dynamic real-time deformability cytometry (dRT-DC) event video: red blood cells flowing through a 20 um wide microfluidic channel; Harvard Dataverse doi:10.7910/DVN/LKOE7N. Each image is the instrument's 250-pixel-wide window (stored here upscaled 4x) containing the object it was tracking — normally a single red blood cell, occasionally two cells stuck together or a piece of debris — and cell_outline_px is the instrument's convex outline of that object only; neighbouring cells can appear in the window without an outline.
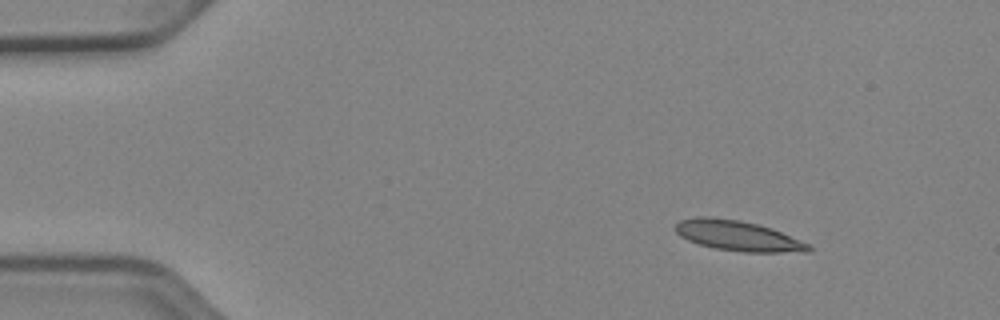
{"species": "Egyptian fruit bat (a non-hibernating species)", "species_latin": "Rousettus aegyptiacus", "temperature_condition": "cold", "stored_images_in_passage": 46, "camera_frame_rate_fps": 3000, "um_per_image_px": 0.085, "animal": {"sex": "female"}, "frame": {"image": 1, "passage_image": 1, "time_ms": 0.0, "image_size_px": [1000, 320], "cell_outline_px": [[812, 248], [808, 252], [744, 252], [716, 248], [700, 244], [688, 240], [680, 236], [672, 228], [680, 220], [696, 216], [708, 216], [740, 220], [772, 228], [812, 244]], "centroid_in_image_um": [62.74, 20.03], "position_along_channel_um": 22.3, "area_um2": 23.64}}
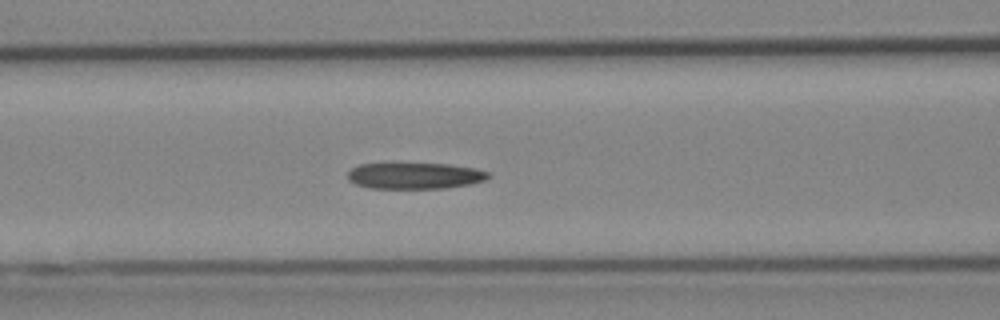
{"frame": {"image": 2, "passage_image": 16, "time_ms": 5.0, "image_size_px": [1000, 320], "cell_outline_px": [[492, 176], [484, 180], [472, 184], [444, 188], [368, 188], [356, 184], [348, 180], [348, 172], [352, 168], [360, 164], [448, 164], [476, 168], [488, 172]], "centroid_in_image_um": [35.28, 14.94], "position_along_channel_um": 131.3, "area_um2": 21.44}}
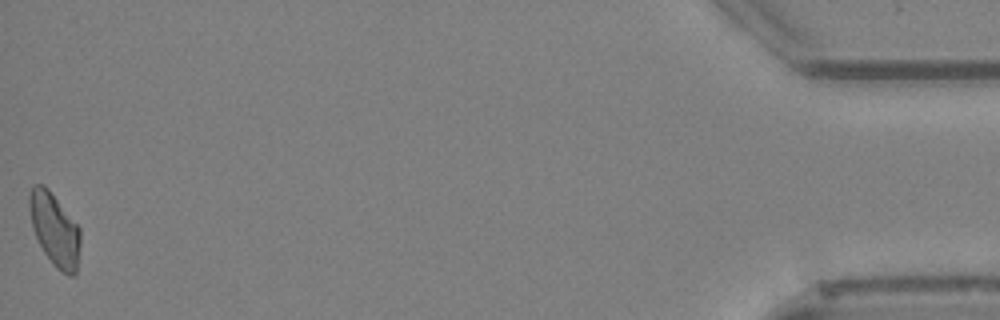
{"frame": {"image": 3, "passage_image": 46, "time_ms": 15.0, "image_size_px": [1000, 320], "cell_outline_px": [[80, 244], [76, 276], [68, 276], [56, 268], [44, 252], [32, 228], [28, 208], [28, 192], [32, 184], [44, 184], [48, 188], [80, 228]], "centroid_in_image_um": [4.63, 19.49], "position_along_channel_um": 430.6, "area_um2": 21.85}, "authors_computed_cell_mechanics": {"area_um2": 22.0796, "velocity_mm_per_s": 3.9345, "shape_relaxation_time_tau1_ms": 10.7958, "shape_relaxation_time_tau2_ms": null, "deformation_change_tau1": 0.2276, "deformation_change_tau2": null}}